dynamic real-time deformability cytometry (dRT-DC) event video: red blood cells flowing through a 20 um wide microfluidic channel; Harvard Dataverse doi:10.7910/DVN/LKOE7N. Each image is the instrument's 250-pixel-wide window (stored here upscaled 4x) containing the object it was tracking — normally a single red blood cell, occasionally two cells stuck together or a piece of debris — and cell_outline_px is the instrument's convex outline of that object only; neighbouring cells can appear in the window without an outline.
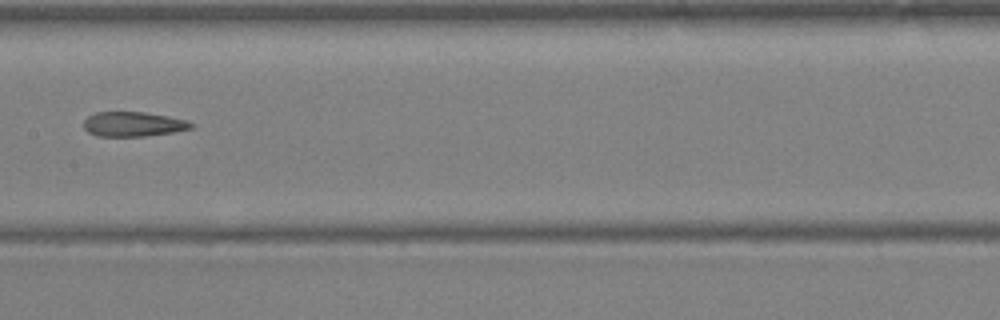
{"species": "Egyptian fruit bat (a non-hibernating species)", "species_latin": "Rousettus aegyptiacus", "temperature_condition": "warm", "stored_images_in_passage": 29, "camera_frame_rate_fps": 3000, "um_per_image_px": 0.085, "animal": {"sex": "female"}, "frame": {"image": 1, "passage_image": 11, "time_ms": 3.333, "image_size_px": [1000, 320], "cell_outline_px": [[196, 128], [172, 132], [144, 136], [96, 136], [88, 132], [84, 128], [84, 120], [88, 116], [96, 112], [144, 112], [168, 116], [184, 120], [196, 124]], "centroid_in_image_um": [11.34, 10.55], "position_along_channel_um": 196.1, "area_um2": 15.49}}
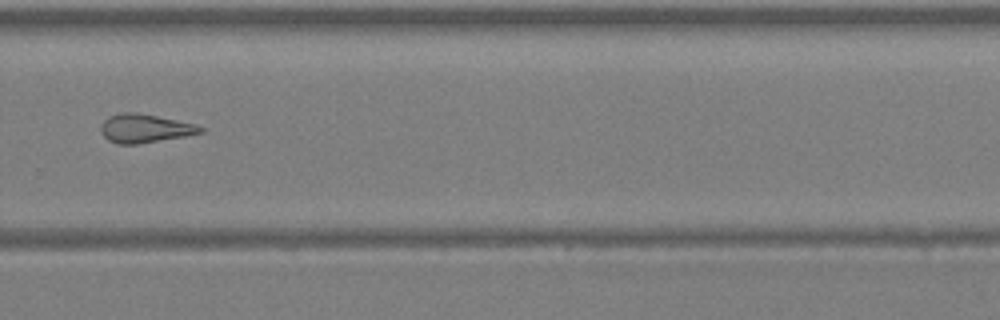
{"frame": {"image": 2, "passage_image": 18, "time_ms": 5.667, "image_size_px": [1000, 320], "cell_outline_px": [[204, 132], [184, 136], [136, 144], [116, 144], [108, 140], [100, 132], [100, 128], [104, 120], [108, 116], [120, 112], [132, 112], [156, 116], [196, 124], [204, 128]], "centroid_in_image_um": [12.27, 10.91], "position_along_channel_um": 317.5, "area_um2": 16.47}}